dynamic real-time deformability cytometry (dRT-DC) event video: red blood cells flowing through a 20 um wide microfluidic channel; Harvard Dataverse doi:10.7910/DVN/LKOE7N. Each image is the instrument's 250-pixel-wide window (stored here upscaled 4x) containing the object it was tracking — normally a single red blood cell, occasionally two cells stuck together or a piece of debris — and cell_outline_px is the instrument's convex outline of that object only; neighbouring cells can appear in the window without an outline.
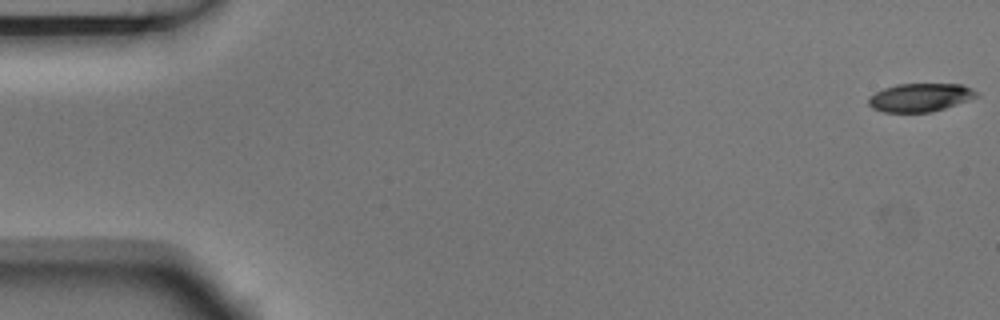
{"species": "Egyptian fruit bat (a non-hibernating species)", "species_latin": "Rousettus aegyptiacus", "temperature_condition": "room temperature", "stored_images_in_passage": 6, "camera_frame_rate_fps": 3000, "um_per_image_px": 0.085, "animal": {"sex": "male"}, "frame": {"image": 1, "passage_image": 1, "time_ms": 0.0, "image_size_px": [1000, 320], "cell_outline_px": [[980, 96], [932, 112], [884, 112], [872, 108], [868, 104], [868, 100], [876, 92], [884, 88], [896, 84], [960, 84], [972, 88]], "centroid_in_image_um": [78.22, 8.28], "position_along_channel_um": 6.8, "area_um2": 17.69}}
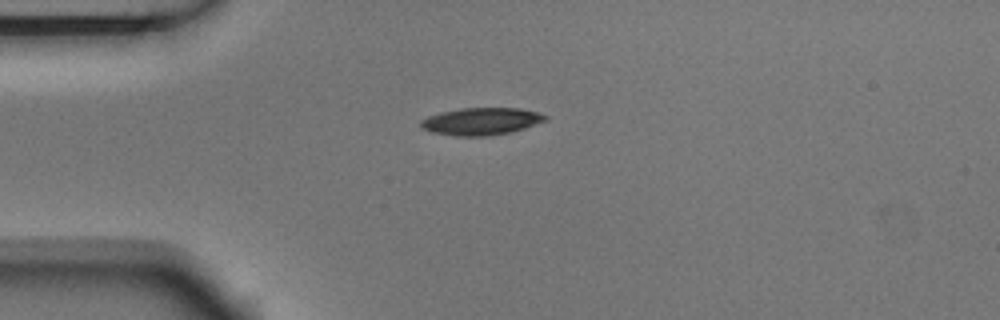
{"frame": {"image": 2, "passage_image": 4, "time_ms": 1.0, "image_size_px": [1000, 320], "cell_outline_px": [[548, 120], [524, 128], [508, 132], [488, 136], [456, 136], [432, 132], [420, 128], [420, 120], [428, 116], [440, 112], [460, 108], [520, 108], [536, 112], [548, 116]], "centroid_in_image_um": [40.87, 10.31], "position_along_channel_um": 44.1, "area_um2": 19.83}}
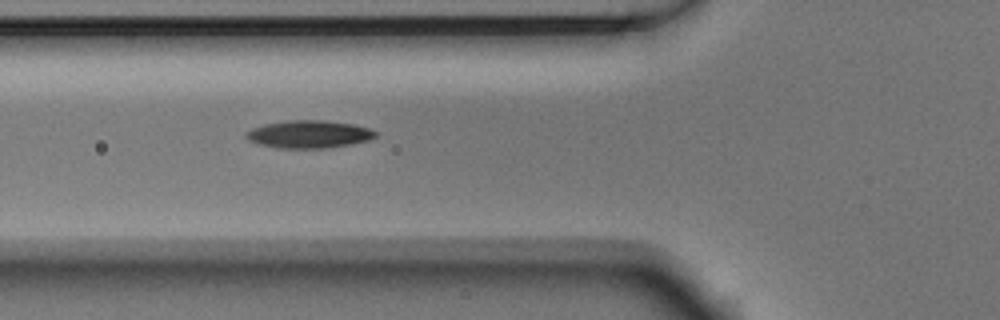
{"frame": {"image": 3, "passage_image": 6, "time_ms": 1.667, "image_size_px": [1000, 320], "cell_outline_px": [[376, 136], [368, 140], [352, 144], [328, 148], [276, 148], [256, 144], [248, 140], [244, 136], [244, 132], [252, 128], [264, 124], [288, 120], [324, 120], [352, 124], [368, 128], [376, 132]], "centroid_in_image_um": [26.19, 11.41], "position_along_channel_um": 99.6, "area_um2": 21.04}}